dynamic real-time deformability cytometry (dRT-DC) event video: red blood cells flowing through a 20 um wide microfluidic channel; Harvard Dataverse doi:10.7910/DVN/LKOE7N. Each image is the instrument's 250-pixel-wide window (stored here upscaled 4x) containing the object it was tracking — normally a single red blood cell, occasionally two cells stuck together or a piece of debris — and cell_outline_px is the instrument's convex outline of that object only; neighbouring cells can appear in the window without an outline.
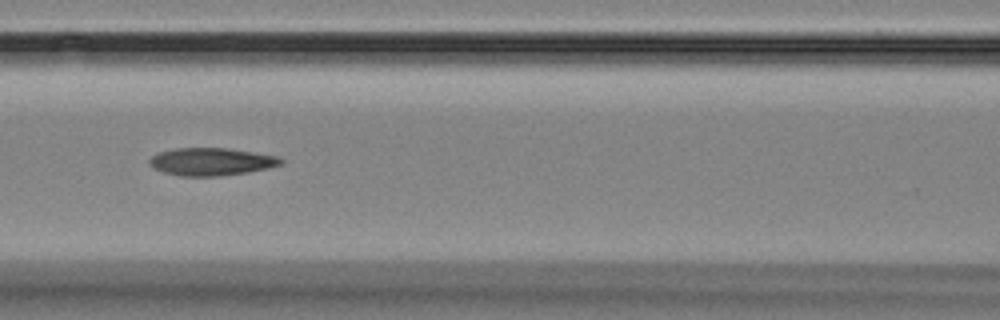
{"species": "Egyptian fruit bat (a non-hibernating species)", "species_latin": "Rousettus aegyptiacus", "temperature_condition": "room temperature", "stored_images_in_passage": 14, "camera_frame_rate_fps": 3000, "um_per_image_px": 0.085, "animal": {"sex": "female"}, "frame": {"image": 1, "passage_image": 5, "time_ms": 5.333, "image_size_px": [1000, 320], "cell_outline_px": [[284, 164], [268, 168], [248, 172], [220, 176], [180, 176], [164, 172], [152, 168], [148, 164], [148, 160], [152, 156], [160, 152], [176, 148], [228, 148], [276, 156], [284, 160]], "centroid_in_image_um": [17.95, 13.75], "position_along_channel_um": 148.7, "area_um2": 21.21}}
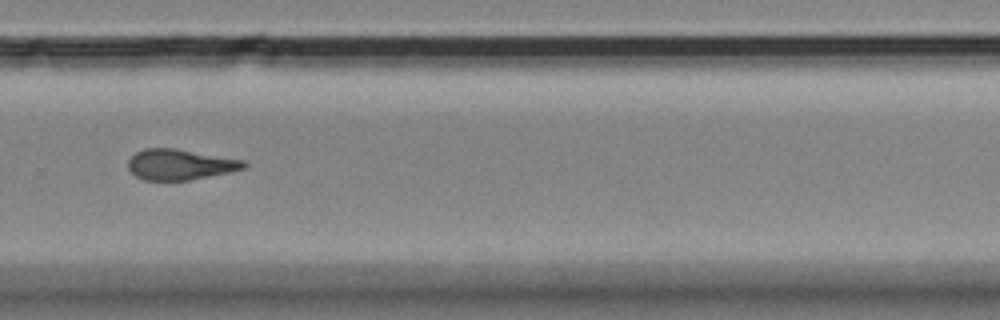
{"frame": {"image": 2, "passage_image": 9, "time_ms": 10.0, "image_size_px": [1000, 320], "cell_outline_px": [[248, 164], [244, 168], [228, 172], [188, 180], [144, 180], [136, 176], [128, 168], [128, 160], [136, 152], [144, 148], [176, 148], [244, 160]], "centroid_in_image_um": [15.28, 13.97], "position_along_channel_um": 314.5, "area_um2": 20.52}}
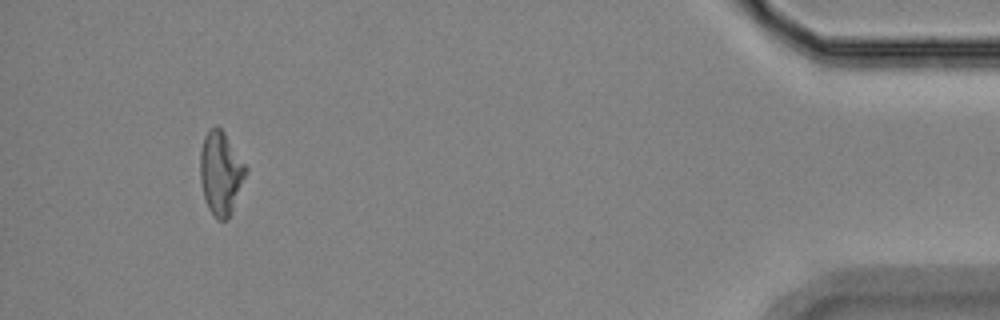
{"frame": {"image": 3, "passage_image": 13, "time_ms": 14.667, "image_size_px": [1000, 320], "cell_outline_px": [[248, 172], [232, 212], [228, 220], [216, 220], [208, 208], [204, 196], [200, 180], [200, 152], [204, 136], [216, 124], [224, 132], [248, 168]], "centroid_in_image_um": [18.78, 14.74], "position_along_channel_um": 416.4, "area_um2": 22.31}, "authors_computed_cell_mechanics": {"area_um2": 22.0218, "velocity_mm_per_s": 3.5748, "shape_relaxation_time_tau1_ms": null, "shape_relaxation_time_tau2_ms": 4.5976, "deformation_change_tau1": null, "deformation_change_tau2": 0.1467}}